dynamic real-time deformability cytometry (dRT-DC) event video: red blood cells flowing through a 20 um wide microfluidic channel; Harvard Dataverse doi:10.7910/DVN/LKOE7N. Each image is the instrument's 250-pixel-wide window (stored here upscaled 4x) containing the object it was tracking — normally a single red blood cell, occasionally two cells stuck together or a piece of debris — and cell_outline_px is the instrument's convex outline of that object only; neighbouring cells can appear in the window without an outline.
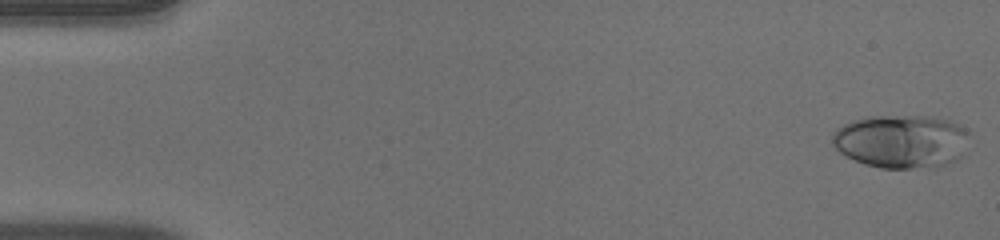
{"species": "human", "species_latin": "Homo sapiens", "temperature_condition": "warm", "stored_images_in_passage": 51, "camera_frame_rate_fps": 3000, "um_per_image_px": 0.085, "donor": {"sex": "male"}, "frame": {"image": 1, "passage_image": 1, "time_ms": 0.0, "image_size_px": [1000, 240], "cell_outline_px": [[968, 132], [964, 156], [956, 160], [944, 164], [912, 168], [880, 168], [864, 164], [840, 152], [832, 144], [832, 132], [844, 124], [852, 120], [868, 116], [924, 116], [948, 120], [964, 128]], "centroid_in_image_um": [76.59, 12.0], "position_along_channel_um": 8.4, "area_um2": 42.43}}
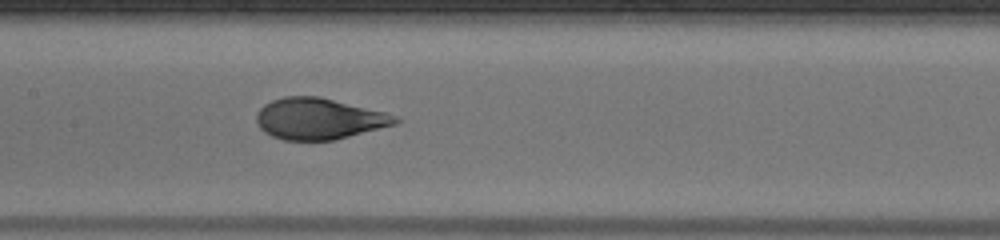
{"frame": {"image": 2, "passage_image": 25, "time_ms": 8.0, "image_size_px": [1000, 240], "cell_outline_px": [[404, 120], [396, 124], [332, 140], [284, 140], [272, 136], [264, 132], [256, 124], [256, 112], [264, 104], [272, 100], [284, 96], [320, 96], [384, 112], [396, 116]], "centroid_in_image_um": [27.08, 10.08], "position_along_channel_um": 180.3, "area_um2": 33.35}}
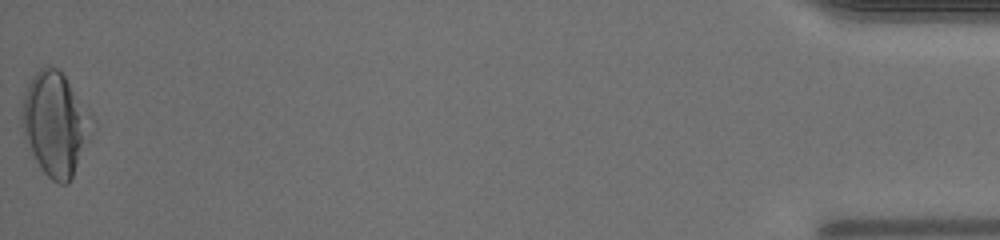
{"frame": {"image": 3, "passage_image": 51, "time_ms": 16.667, "image_size_px": [1000, 240], "cell_outline_px": [[88, 140], [72, 176], [68, 184], [60, 184], [52, 180], [40, 168], [24, 136], [20, 124], [20, 108], [28, 84], [32, 76], [40, 68], [48, 64], [60, 68], [84, 116]], "centroid_in_image_um": [4.53, 10.54], "position_along_channel_um": 430.7, "area_um2": 39.82}, "authors_computed_cell_mechanics": {"area_um2": 34.9112, "velocity_mm_per_s": 4.0187, "shape_relaxation_time_tau1_ms": 5.3261, "shape_relaxation_time_tau2_ms": null, "deformation_change_tau1": 0.2479, "deformation_change_tau2": null}}